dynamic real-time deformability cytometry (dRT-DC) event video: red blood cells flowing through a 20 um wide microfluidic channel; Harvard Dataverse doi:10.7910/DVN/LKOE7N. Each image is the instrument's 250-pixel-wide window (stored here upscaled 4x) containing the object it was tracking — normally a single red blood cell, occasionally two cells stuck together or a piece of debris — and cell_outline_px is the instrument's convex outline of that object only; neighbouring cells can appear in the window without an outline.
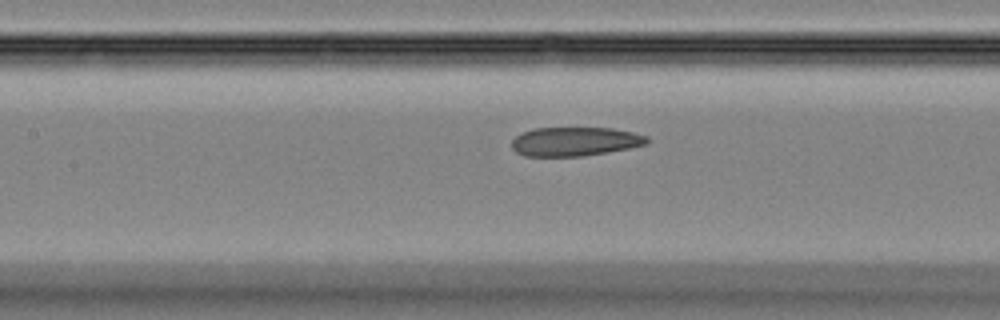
{"species": "Egyptian fruit bat (a non-hibernating species)", "species_latin": "Rousettus aegyptiacus", "temperature_condition": "room temperature", "stored_images_in_passage": 31, "camera_frame_rate_fps": 3000, "um_per_image_px": 0.085, "animal": {"sex": "female"}, "frame": {"image": 1, "passage_image": 7, "time_ms": 2.0, "image_size_px": [1000, 320], "cell_outline_px": [[652, 140], [648, 144], [608, 152], [584, 156], [524, 156], [516, 152], [512, 148], [512, 140], [516, 136], [532, 128], [612, 128], [632, 132], [648, 136]], "centroid_in_image_um": [48.9, 12.03], "position_along_channel_um": 158.5, "area_um2": 22.95}}
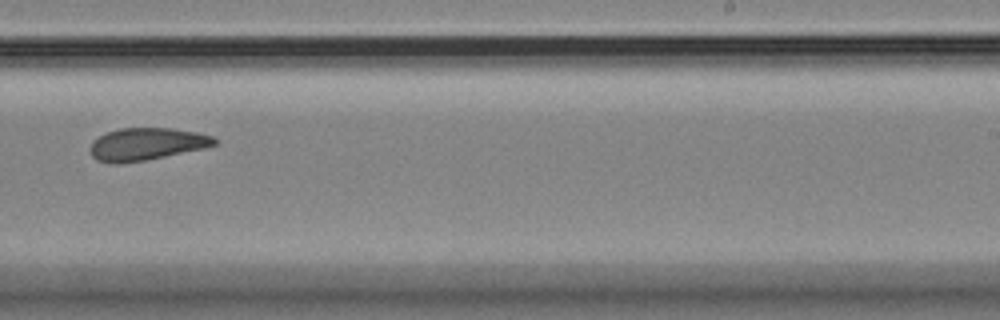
{"frame": {"image": 2, "passage_image": 15, "time_ms": 4.667, "image_size_px": [1000, 320], "cell_outline_px": [[220, 140], [216, 144], [204, 148], [148, 160], [120, 164], [108, 164], [96, 160], [92, 156], [88, 148], [92, 140], [108, 132], [120, 128], [172, 128], [196, 132], [212, 136]], "centroid_in_image_um": [12.42, 12.26], "position_along_channel_um": 276.6, "area_um2": 23.81}}
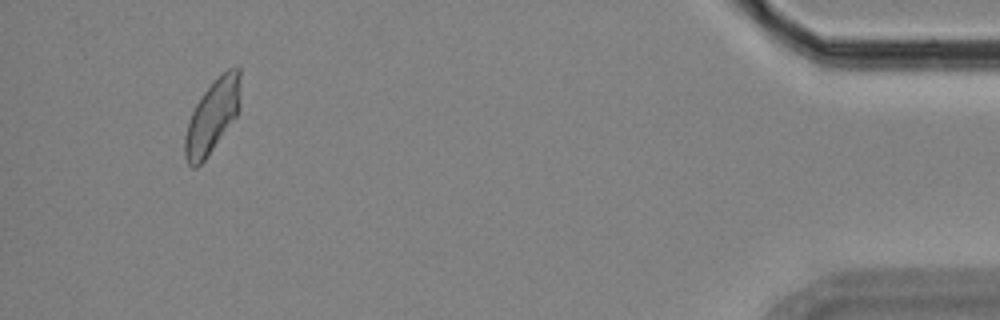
{"frame": {"image": 3, "passage_image": 29, "time_ms": 9.333, "image_size_px": [1000, 320], "cell_outline_px": [[240, 84], [236, 116], [208, 156], [196, 168], [192, 168], [188, 164], [184, 156], [184, 136], [192, 112], [196, 104], [204, 92], [228, 68], [240, 68]], "centroid_in_image_um": [18.01, 9.95], "position_along_channel_um": 417.2, "area_um2": 23.0}}